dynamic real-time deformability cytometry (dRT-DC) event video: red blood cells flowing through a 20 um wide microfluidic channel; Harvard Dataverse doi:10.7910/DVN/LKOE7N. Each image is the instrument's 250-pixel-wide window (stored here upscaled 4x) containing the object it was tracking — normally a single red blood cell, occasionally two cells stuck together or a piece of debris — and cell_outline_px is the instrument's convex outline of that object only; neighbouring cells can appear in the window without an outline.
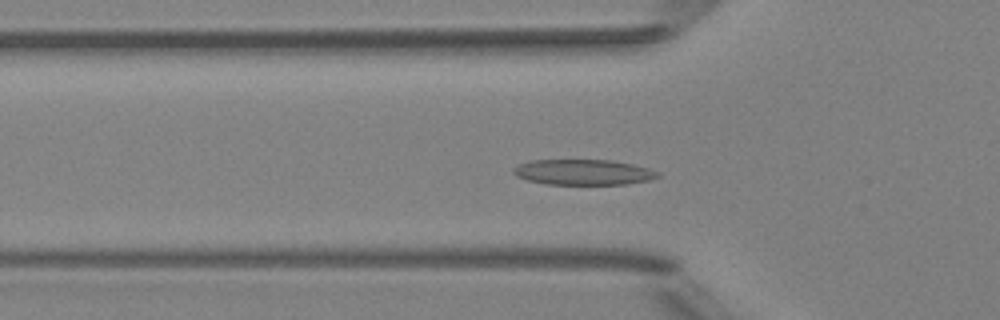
{"species": "Egyptian fruit bat (a non-hibernating species)", "species_latin": "Rousettus aegyptiacus", "temperature_condition": "room temperature", "stored_images_in_passage": 49, "camera_frame_rate_fps": 3000, "um_per_image_px": 0.085, "animal": {"sex": "female"}, "frame": {"image": 1, "passage_image": 15, "time_ms": 4.667, "image_size_px": [1000, 320], "cell_outline_px": [[660, 176], [648, 180], [628, 184], [544, 184], [528, 180], [516, 176], [512, 172], [512, 168], [516, 164], [532, 160], [612, 160], [632, 164], [648, 168], [660, 172]], "centroid_in_image_um": [49.55, 14.63], "position_along_channel_um": 76.3, "area_um2": 21.56}}
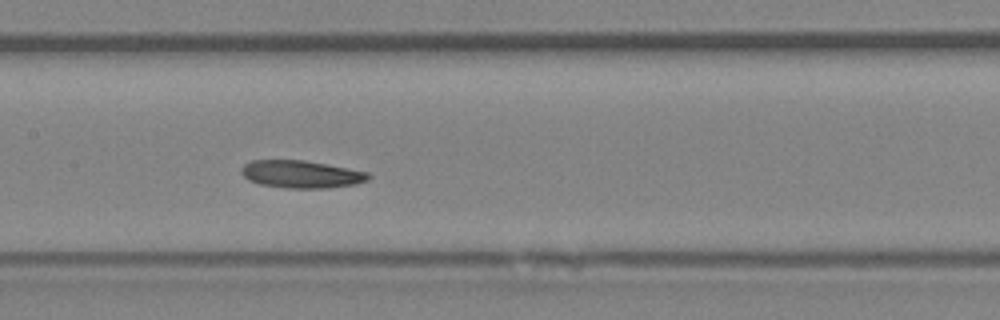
{"frame": {"image": 2, "passage_image": 23, "time_ms": 7.333, "image_size_px": [1000, 320], "cell_outline_px": [[372, 176], [368, 180], [356, 184], [328, 188], [284, 188], [260, 184], [248, 180], [240, 172], [240, 168], [244, 164], [252, 160], [304, 160], [348, 168], [368, 172]], "centroid_in_image_um": [25.6, 14.81], "position_along_channel_um": 181.8, "area_um2": 20.52}}
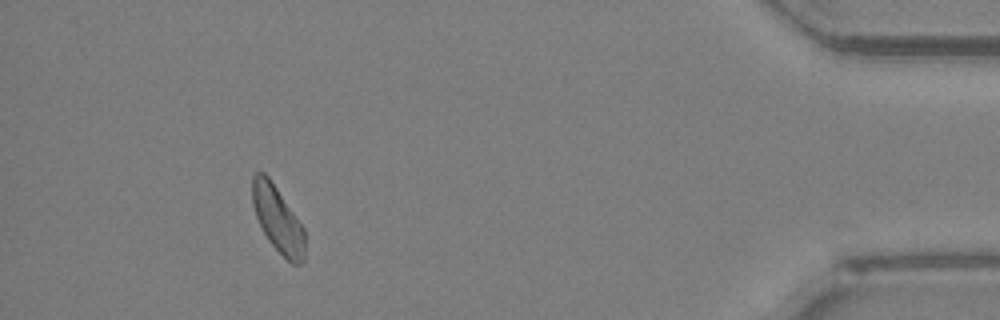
{"frame": {"image": 3, "passage_image": 45, "time_ms": 14.667, "image_size_px": [1000, 320], "cell_outline_px": [[304, 260], [300, 264], [292, 264], [268, 240], [256, 216], [252, 204], [252, 176], [256, 172], [264, 172], [268, 176], [304, 228]], "centroid_in_image_um": [23.59, 18.62], "position_along_channel_um": 411.6, "area_um2": 19.83}, "authors_computed_cell_mechanics": {"area_um2": 20.6346, "velocity_mm_per_s": 3.9734, "shape_relaxation_time_tau1_ms": 4.3828, "shape_relaxation_time_tau2_ms": 6.6574, "deformation_change_tau1": 0.1075, "deformation_change_tau2": 0.1565}}